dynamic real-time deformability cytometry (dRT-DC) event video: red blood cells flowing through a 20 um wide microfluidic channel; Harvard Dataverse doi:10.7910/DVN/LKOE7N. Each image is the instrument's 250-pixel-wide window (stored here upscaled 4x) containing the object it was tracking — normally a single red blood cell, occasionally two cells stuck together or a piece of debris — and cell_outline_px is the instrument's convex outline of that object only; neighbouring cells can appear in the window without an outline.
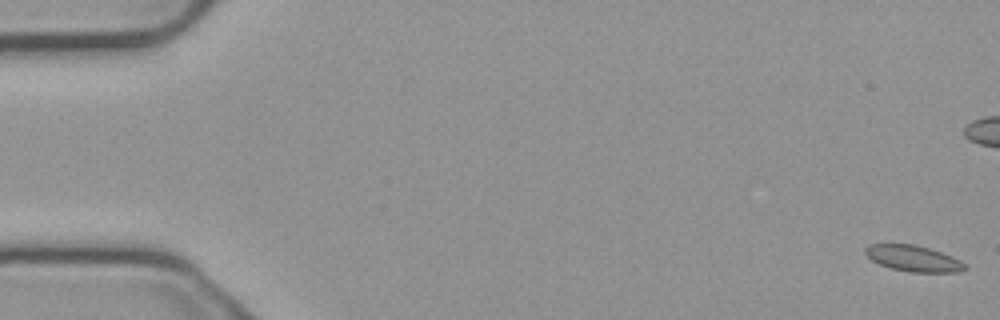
{"species": "common noctule bat (a hibernating species)", "species_latin": "Nyctalus noctula", "temperature_condition": "cold", "stored_images_in_passage": 56, "camera_frame_rate_fps": 3000, "um_per_image_px": 0.085, "animal": {"sex": "male", "body_mass_g": 23.1, "forearm_length_mm": 52.7}, "frame": {"image": 1, "passage_image": 1, "time_ms": 0.0, "image_size_px": [1000, 320], "cell_outline_px": [[968, 268], [960, 272], [912, 272], [892, 268], [880, 264], [872, 260], [864, 252], [864, 248], [868, 244], [916, 244], [952, 256], [960, 260]], "centroid_in_image_um": [77.64, 21.96], "position_along_channel_um": 7.4, "area_um2": 15.03}}
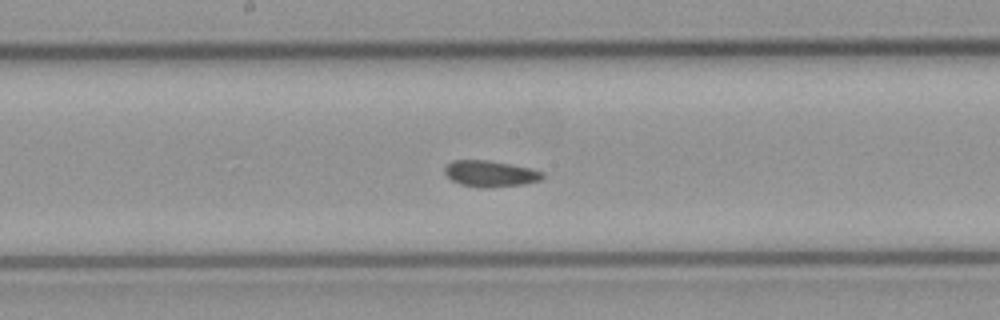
{"frame": {"image": 2, "passage_image": 29, "time_ms": 9.333, "image_size_px": [1000, 320], "cell_outline_px": [[544, 176], [540, 180], [524, 184], [484, 188], [476, 188], [460, 184], [452, 180], [444, 172], [444, 168], [452, 160], [488, 160], [528, 168], [544, 172]], "centroid_in_image_um": [41.64, 14.77], "position_along_channel_um": 206.6, "area_um2": 14.85}}
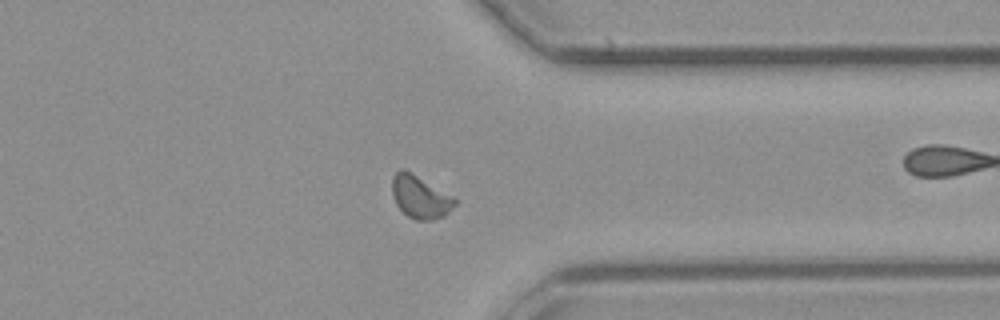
{"frame": {"image": 3, "passage_image": 43, "time_ms": 14.0, "image_size_px": [1000, 320], "cell_outline_px": [[456, 204], [444, 216], [432, 220], [416, 220], [408, 216], [396, 204], [392, 196], [392, 176], [400, 168], [404, 168], [456, 196]], "centroid_in_image_um": [35.73, 16.71], "position_along_channel_um": 375.7, "area_um2": 15.95}, "authors_computed_cell_mechanics": {"area_um2": 14.9991, "velocity_mm_per_s": 3.7306, "shape_relaxation_time_tau1_ms": null, "shape_relaxation_time_tau2_ms": 1.553, "deformation_change_tau1": null, "deformation_change_tau2": 0.0495}}